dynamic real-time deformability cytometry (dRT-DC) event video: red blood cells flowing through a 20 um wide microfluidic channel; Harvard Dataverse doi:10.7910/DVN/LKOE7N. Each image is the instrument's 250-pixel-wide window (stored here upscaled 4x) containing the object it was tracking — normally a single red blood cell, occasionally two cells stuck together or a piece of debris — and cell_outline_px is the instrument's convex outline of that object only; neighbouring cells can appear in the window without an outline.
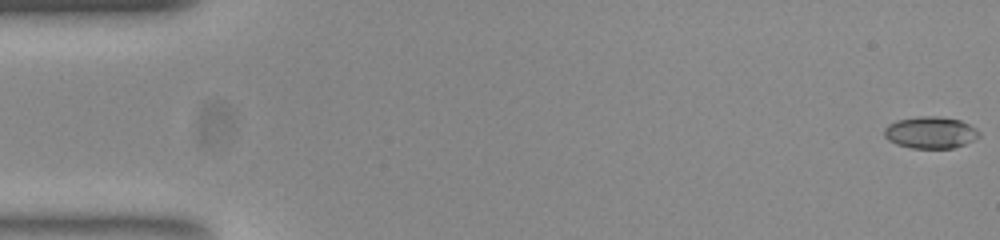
{"species": "common noctule bat (a hibernating species)", "species_latin": "Nyctalus noctula", "temperature_condition": "room temperature", "stored_images_in_passage": 54, "camera_frame_rate_fps": 3000, "um_per_image_px": 0.085, "animal": {"sex": "female", "body_mass_g": 23.0, "forearm_length_mm": 53.4}, "frame": {"image": 1, "passage_image": 1, "time_ms": 0.0, "image_size_px": [1000, 240], "cell_outline_px": [[980, 136], [964, 144], [952, 148], [912, 148], [896, 144], [888, 140], [884, 136], [884, 128], [888, 124], [896, 120], [920, 116], [940, 116], [960, 120], [976, 128], [980, 132]], "centroid_in_image_um": [79.07, 11.25], "position_along_channel_um": 5.9, "area_um2": 17.63}}
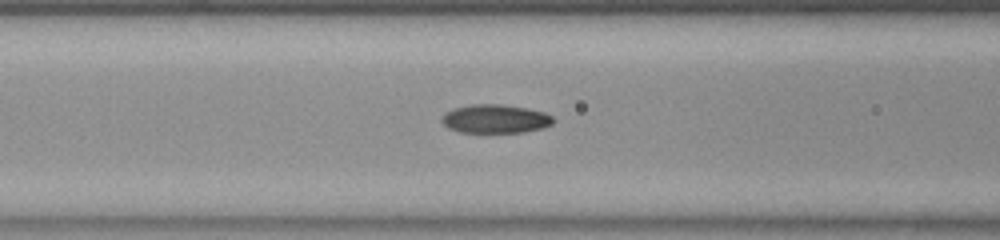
{"frame": {"image": 2, "passage_image": 22, "time_ms": 7.0, "image_size_px": [1000, 240], "cell_outline_px": [[556, 120], [552, 124], [540, 128], [524, 132], [460, 132], [448, 128], [440, 120], [444, 112], [452, 108], [472, 104], [500, 104], [524, 108], [544, 112], [552, 116]], "centroid_in_image_um": [42.06, 10.09], "position_along_channel_um": 124.5, "area_um2": 18.61}}
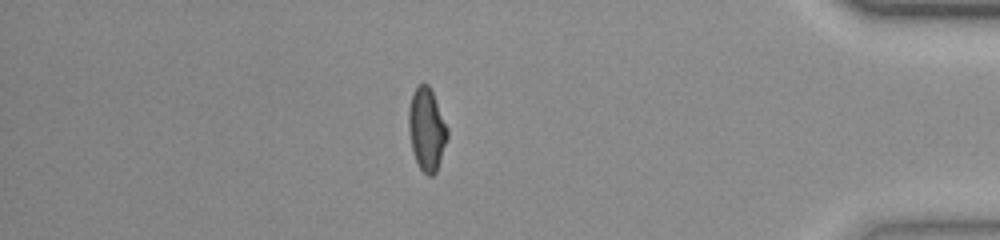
{"frame": {"image": 3, "passage_image": 47, "time_ms": 15.333, "image_size_px": [1000, 240], "cell_outline_px": [[448, 136], [436, 172], [432, 176], [428, 176], [420, 168], [416, 160], [412, 148], [408, 128], [408, 108], [412, 92], [420, 84], [428, 84], [432, 92], [448, 128]], "centroid_in_image_um": [36.26, 10.98], "position_along_channel_um": 398.9, "area_um2": 18.5}, "authors_computed_cell_mechanics": {"area_um2": 18.0914, "velocity_mm_per_s": 3.7845, "shape_relaxation_time_tau1_ms": 8.1905, "shape_relaxation_time_tau2_ms": 1.9243, "deformation_change_tau1": 0.2066, "deformation_change_tau2": 0.0738}}